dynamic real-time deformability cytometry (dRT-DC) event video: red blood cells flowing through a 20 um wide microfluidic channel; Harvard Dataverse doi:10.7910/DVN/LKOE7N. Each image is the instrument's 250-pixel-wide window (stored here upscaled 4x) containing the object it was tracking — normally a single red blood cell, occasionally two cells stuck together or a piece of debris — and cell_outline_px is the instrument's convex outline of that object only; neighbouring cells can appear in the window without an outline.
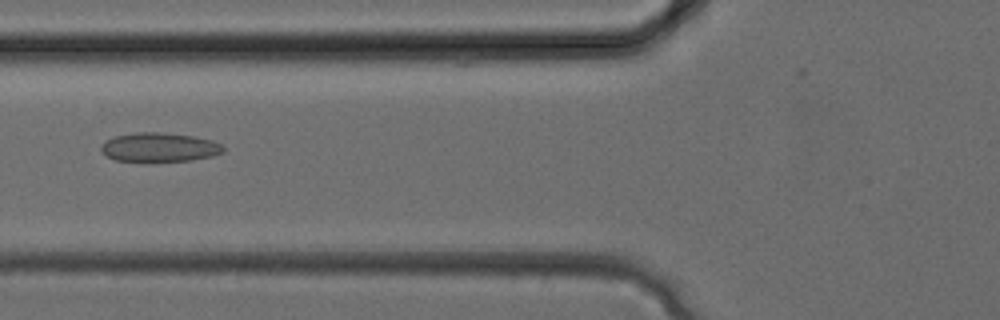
{"species": "common noctule bat (a hibernating species)", "species_latin": "Nyctalus noctula", "temperature_condition": "cold", "stored_images_in_passage": 24, "camera_frame_rate_fps": 3000, "um_per_image_px": 0.085, "animal": {"sex": "female", "body_mass_g": 24.6, "forearm_length_mm": 56.2}, "frame": {"image": 1, "passage_image": 6, "time_ms": 1.667, "image_size_px": [1000, 320], "cell_outline_px": [[224, 152], [212, 156], [192, 160], [148, 164], [116, 160], [108, 156], [100, 148], [104, 140], [116, 136], [136, 132], [160, 132], [192, 136], [212, 140], [220, 144], [224, 148]], "centroid_in_image_um": [13.53, 12.56], "position_along_channel_um": 112.3, "area_um2": 21.33}}
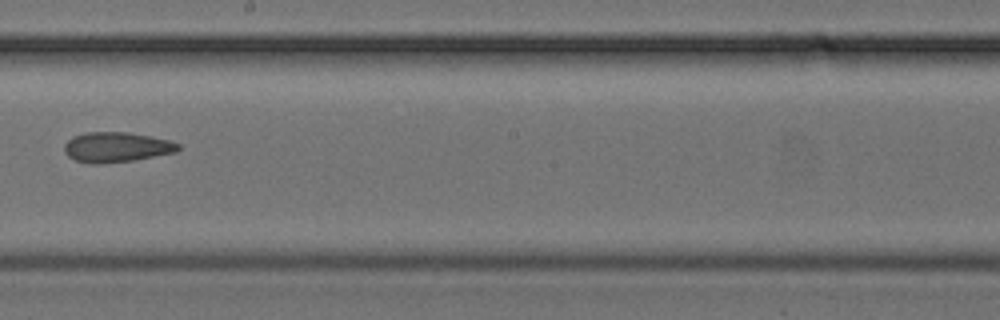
{"frame": {"image": 2, "passage_image": 12, "time_ms": 3.667, "image_size_px": [1000, 320], "cell_outline_px": [[180, 148], [176, 152], [132, 160], [100, 164], [88, 164], [76, 160], [68, 156], [64, 152], [64, 144], [72, 136], [84, 132], [128, 132], [152, 136], [172, 140], [180, 144]], "centroid_in_image_um": [9.89, 12.5], "position_along_channel_um": 238.3, "area_um2": 20.17}}
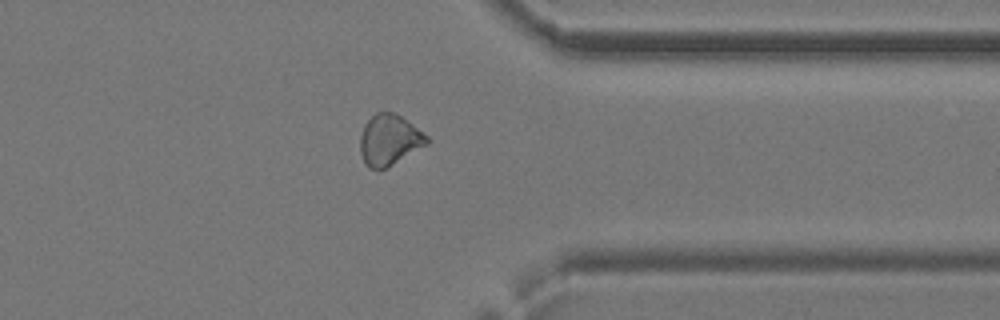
{"frame": {"image": 3, "passage_image": 19, "time_ms": 6.0, "image_size_px": [1000, 320], "cell_outline_px": [[428, 144], [384, 168], [368, 168], [364, 164], [360, 152], [360, 136], [364, 124], [376, 112], [392, 112], [400, 116], [428, 136]], "centroid_in_image_um": [33.06, 11.89], "position_along_channel_um": 378.3, "area_um2": 19.36}}